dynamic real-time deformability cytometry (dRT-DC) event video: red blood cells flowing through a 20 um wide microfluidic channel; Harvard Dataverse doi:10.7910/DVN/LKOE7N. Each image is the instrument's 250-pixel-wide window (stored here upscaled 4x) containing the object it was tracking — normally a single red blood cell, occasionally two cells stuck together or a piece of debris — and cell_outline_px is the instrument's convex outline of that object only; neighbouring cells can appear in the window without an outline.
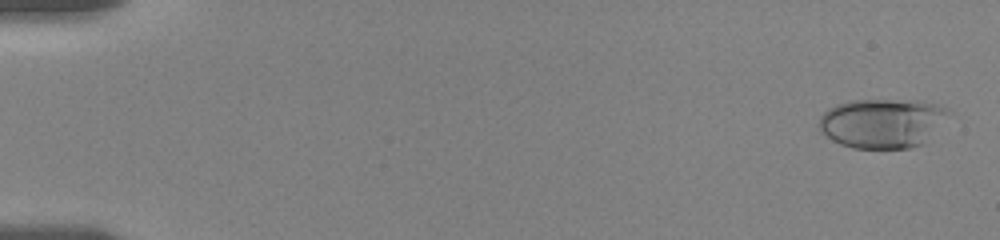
{"species": "human", "species_latin": "Homo sapiens", "temperature_condition": "room temperature", "stored_images_in_passage": 12, "camera_frame_rate_fps": 3000, "um_per_image_px": 0.085, "donor": {"sex": "female"}, "frame": {"image": 1, "passage_image": 1, "time_ms": 0.0, "image_size_px": [1000, 240], "cell_outline_px": [[952, 112], [924, 144], [908, 148], [852, 148], [840, 144], [832, 140], [820, 132], [820, 116], [828, 108], [836, 104], [848, 100], [924, 100], [940, 104], [948, 108]], "centroid_in_image_um": [75.03, 10.45], "position_along_channel_um": 10.0, "area_um2": 37.86}}
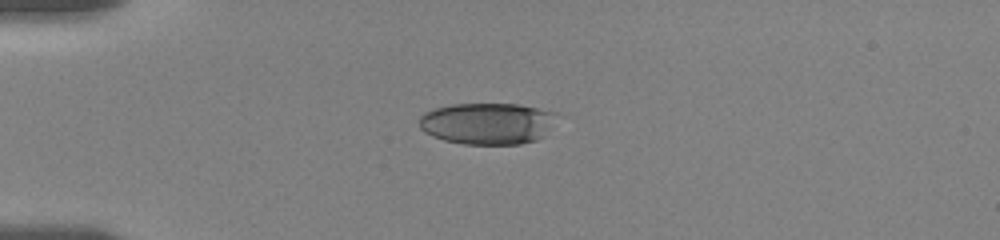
{"frame": {"image": 2, "passage_image": 9, "time_ms": 4.333, "image_size_px": [1000, 240], "cell_outline_px": [[556, 112], [548, 128], [536, 140], [520, 144], [464, 144], [444, 140], [432, 136], [424, 132], [420, 128], [420, 116], [424, 112], [436, 108], [452, 104], [520, 104]], "centroid_in_image_um": [41.36, 10.49], "position_along_channel_um": 43.6, "area_um2": 32.95}}
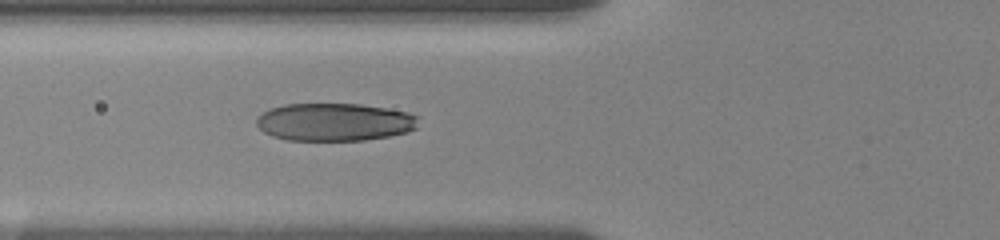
{"frame": {"image": 3, "passage_image": 12, "time_ms": 6.667, "image_size_px": [1000, 240], "cell_outline_px": [[420, 116], [416, 128], [408, 132], [388, 136], [364, 140], [288, 140], [272, 136], [264, 132], [256, 124], [256, 120], [268, 108], [284, 104], [360, 104], [408, 112]], "centroid_in_image_um": [28.45, 10.37], "position_along_channel_um": 97.4, "area_um2": 35.72}}